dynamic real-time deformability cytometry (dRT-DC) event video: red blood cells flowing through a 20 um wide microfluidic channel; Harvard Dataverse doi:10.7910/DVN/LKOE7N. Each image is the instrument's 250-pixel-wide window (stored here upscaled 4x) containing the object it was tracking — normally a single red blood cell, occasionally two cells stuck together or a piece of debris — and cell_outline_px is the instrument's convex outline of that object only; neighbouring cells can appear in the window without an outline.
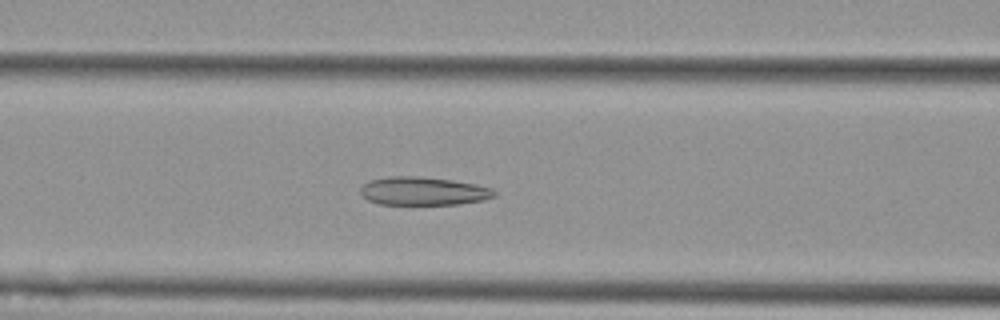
{"species": "Egyptian fruit bat (a non-hibernating species)", "species_latin": "Rousettus aegyptiacus", "temperature_condition": "cold", "stored_images_in_passage": 52, "camera_frame_rate_fps": 3000, "um_per_image_px": 0.085, "animal": {"sex": "female"}, "frame": {"image": 1, "passage_image": 19, "time_ms": 6.0, "image_size_px": [1000, 320], "cell_outline_px": [[496, 196], [484, 200], [460, 204], [380, 204], [368, 200], [360, 192], [360, 188], [368, 180], [392, 176], [420, 176], [452, 180], [476, 184], [492, 188], [496, 192]], "centroid_in_image_um": [36.0, 16.24], "position_along_channel_um": 130.6, "area_um2": 22.14}}
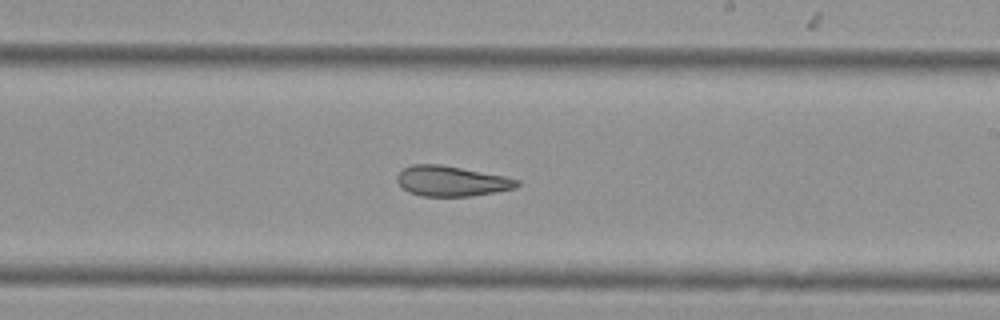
{"frame": {"image": 2, "passage_image": 29, "time_ms": 9.333, "image_size_px": [1000, 320], "cell_outline_px": [[520, 184], [516, 188], [496, 192], [472, 196], [420, 196], [408, 192], [396, 180], [396, 176], [404, 168], [412, 164], [440, 164], [504, 176], [520, 180]], "centroid_in_image_um": [38.38, 15.4], "position_along_channel_um": 250.6, "area_um2": 21.15}}
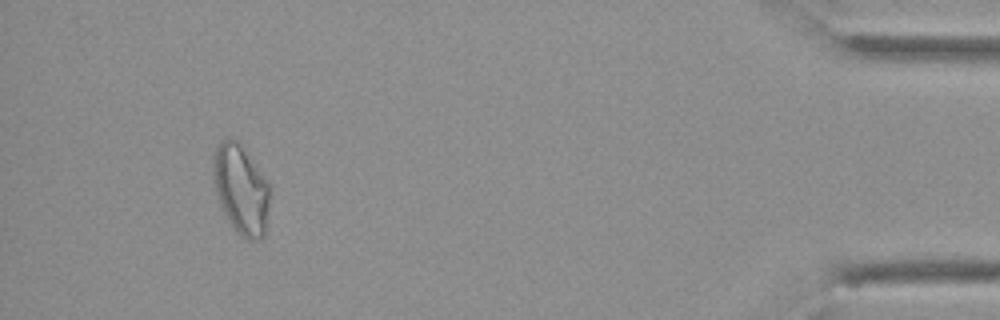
{"frame": {"image": 3, "passage_image": 48, "time_ms": 15.667, "image_size_px": [1000, 320], "cell_outline_px": [[268, 204], [264, 236], [260, 240], [248, 240], [240, 236], [228, 220], [220, 204], [212, 180], [212, 160], [216, 148], [220, 140], [228, 136], [236, 140], [240, 144], [268, 184]], "centroid_in_image_um": [20.42, 16.09], "position_along_channel_um": 414.8, "area_um2": 29.07}, "authors_computed_cell_mechanics": {"area_um2": 25.0563, "velocity_mm_per_s": 3.616, "shape_relaxation_time_tau1_ms": null, "shape_relaxation_time_tau2_ms": 2.9028, "deformation_change_tau1": null, "deformation_change_tau2": 0.103}}